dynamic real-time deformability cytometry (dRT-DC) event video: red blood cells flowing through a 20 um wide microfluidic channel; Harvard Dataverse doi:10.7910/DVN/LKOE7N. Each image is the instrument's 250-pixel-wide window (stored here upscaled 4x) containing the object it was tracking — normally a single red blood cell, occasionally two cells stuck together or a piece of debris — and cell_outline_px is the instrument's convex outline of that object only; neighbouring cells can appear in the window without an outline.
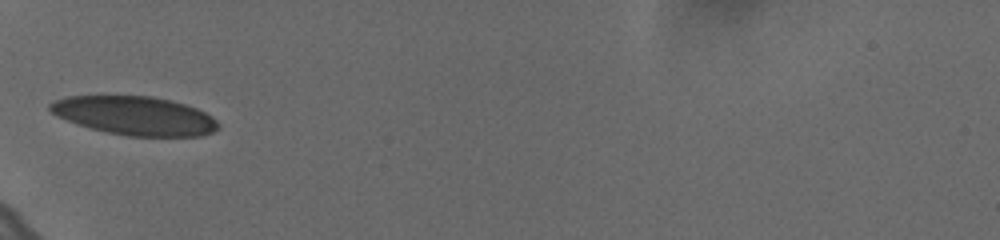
{"species": "human", "species_latin": "Homo sapiens", "temperature_condition": "cold", "stored_images_in_passage": 2, "camera_frame_rate_fps": 3000, "um_per_image_px": 0.085, "donor": {"sex": "female"}, "frame": {"image": 1, "passage_image": 1, "time_ms": 0.0, "image_size_px": [1000, 240], "cell_outline_px": [[220, 124], [212, 132], [200, 136], [128, 136], [108, 132], [76, 124], [56, 116], [48, 108], [48, 104], [64, 96], [100, 92], [152, 96], [184, 104], [196, 108], [212, 116]], "centroid_in_image_um": [11.35, 9.77], "position_along_channel_um": 73.7, "area_um2": 39.02}}